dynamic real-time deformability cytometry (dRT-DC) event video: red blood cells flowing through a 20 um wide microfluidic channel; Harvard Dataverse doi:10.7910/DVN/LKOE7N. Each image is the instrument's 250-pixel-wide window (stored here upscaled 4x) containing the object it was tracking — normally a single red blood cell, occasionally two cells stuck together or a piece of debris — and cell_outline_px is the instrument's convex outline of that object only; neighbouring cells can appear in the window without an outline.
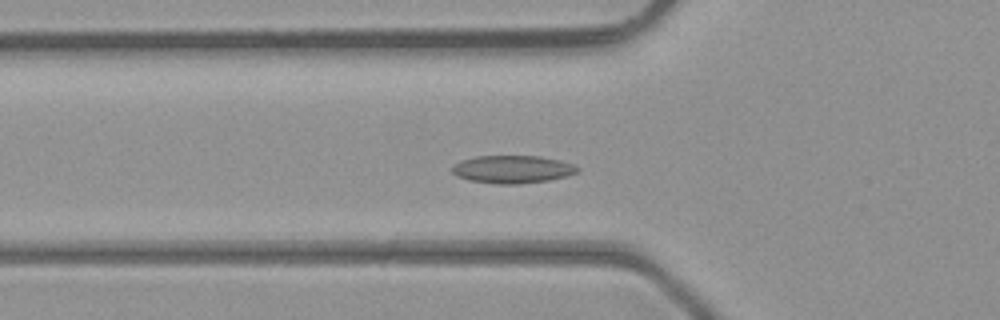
{"species": "common noctule bat (a hibernating species)", "species_latin": "Nyctalus noctula", "temperature_condition": "room temperature", "stored_images_in_passage": 47, "camera_frame_rate_fps": 3000, "um_per_image_px": 0.085, "animal": {"sex": "male", "body_mass_g": 23.1, "forearm_length_mm": 52.7}, "frame": {"image": 1, "passage_image": 16, "time_ms": 5.0, "image_size_px": [1000, 320], "cell_outline_px": [[580, 172], [568, 176], [548, 180], [516, 184], [496, 184], [468, 180], [456, 176], [452, 172], [452, 164], [460, 160], [476, 156], [540, 156], [560, 160], [572, 164], [580, 168]], "centroid_in_image_um": [43.55, 14.39], "position_along_channel_um": 82.3, "area_um2": 20.52}}
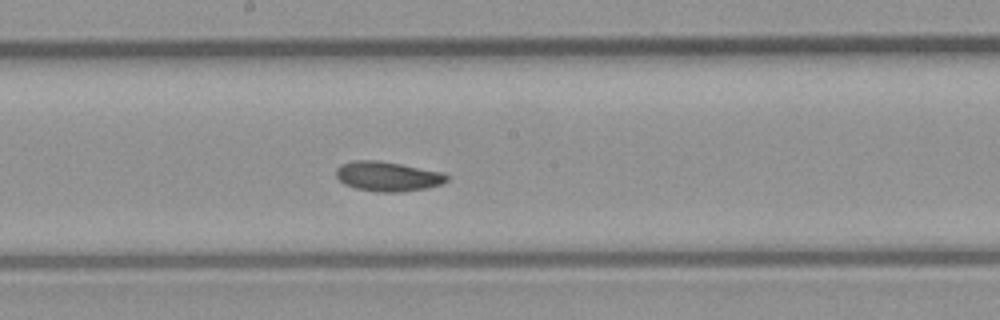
{"frame": {"image": 2, "passage_image": 25, "time_ms": 8.0, "image_size_px": [1000, 320], "cell_outline_px": [[448, 180], [440, 184], [428, 188], [400, 192], [376, 192], [356, 188], [344, 184], [336, 176], [336, 168], [340, 164], [356, 160], [376, 160], [400, 164], [444, 172], [448, 176]], "centroid_in_image_um": [32.95, 14.99], "position_along_channel_um": 215.2, "area_um2": 19.19}}
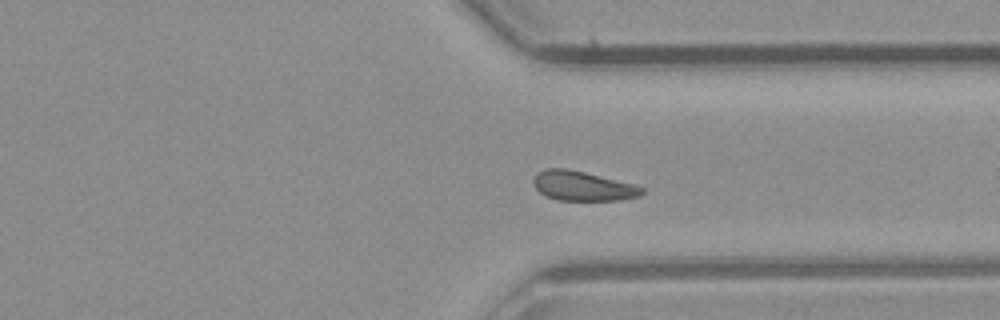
{"frame": {"image": 3, "passage_image": 35, "time_ms": 11.333, "image_size_px": [1000, 320], "cell_outline_px": [[644, 192], [640, 196], [620, 200], [556, 200], [544, 196], [536, 188], [532, 180], [536, 172], [544, 168], [568, 168], [632, 184], [644, 188]], "centroid_in_image_um": [49.47, 15.81], "position_along_channel_um": 361.9, "area_um2": 18.73}, "authors_computed_cell_mechanics": {"area_um2": 19.1896, "velocity_mm_per_s": 4.401, "shape_relaxation_time_tau1_ms": 8.274, "shape_relaxation_time_tau2_ms": null, "deformation_change_tau1": 0.1135, "deformation_change_tau2": null}}